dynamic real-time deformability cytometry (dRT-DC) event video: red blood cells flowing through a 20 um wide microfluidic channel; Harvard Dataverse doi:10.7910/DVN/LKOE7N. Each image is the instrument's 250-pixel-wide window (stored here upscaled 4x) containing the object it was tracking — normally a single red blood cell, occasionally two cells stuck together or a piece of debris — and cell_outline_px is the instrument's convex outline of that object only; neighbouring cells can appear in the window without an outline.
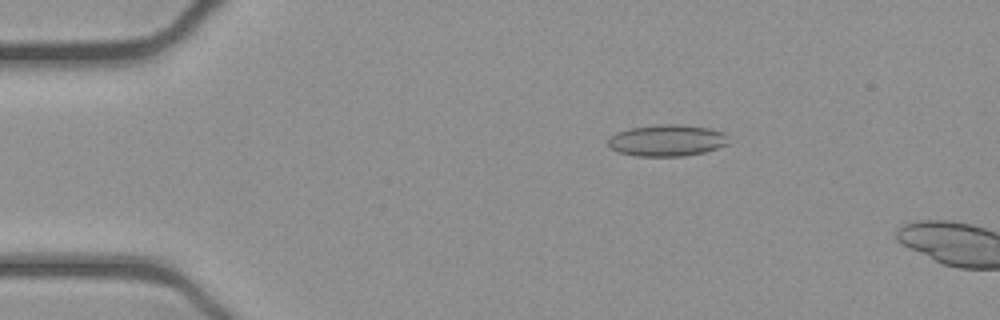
{"species": "common noctule bat (a hibernating species)", "species_latin": "Nyctalus noctula", "temperature_condition": "cold", "stored_images_in_passage": 12, "camera_frame_rate_fps": 3000, "um_per_image_px": 0.085, "animal": {"sex": "female", "body_mass_g": 21.9}, "frame": {"image": 1, "passage_image": 9, "time_ms": 2.667, "image_size_px": [1000, 320], "cell_outline_px": [[728, 144], [704, 152], [684, 156], [636, 156], [616, 152], [608, 144], [608, 140], [616, 132], [632, 128], [660, 124], [680, 124], [712, 128], [724, 132]], "centroid_in_image_um": [56.69, 11.93], "position_along_channel_um": 28.3, "area_um2": 22.14}}